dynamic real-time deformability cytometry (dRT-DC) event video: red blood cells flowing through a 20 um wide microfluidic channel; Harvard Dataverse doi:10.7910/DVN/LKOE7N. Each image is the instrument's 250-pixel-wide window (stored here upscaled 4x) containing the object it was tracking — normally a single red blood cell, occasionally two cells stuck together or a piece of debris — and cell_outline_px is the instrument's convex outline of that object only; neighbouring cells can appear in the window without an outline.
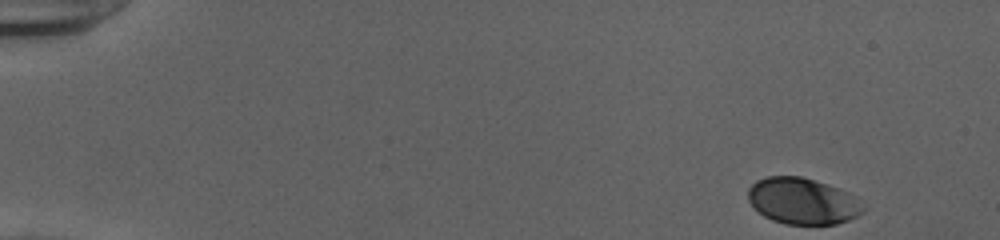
{"species": "human", "species_latin": "Homo sapiens", "temperature_condition": "cold", "stored_images_in_passage": 50, "camera_frame_rate_fps": 3000, "um_per_image_px": 0.085, "donor": {"sex": "female"}, "frame": {"image": 1, "passage_image": 1, "time_ms": 0.0, "image_size_px": [1000, 240], "cell_outline_px": [[864, 212], [848, 220], [836, 224], [784, 224], [772, 220], [764, 216], [748, 200], [748, 188], [756, 180], [768, 176], [800, 176], [848, 192], [856, 196], [864, 208]], "centroid_in_image_um": [68.21, 17.1], "position_along_channel_um": 16.8, "area_um2": 30.81}}
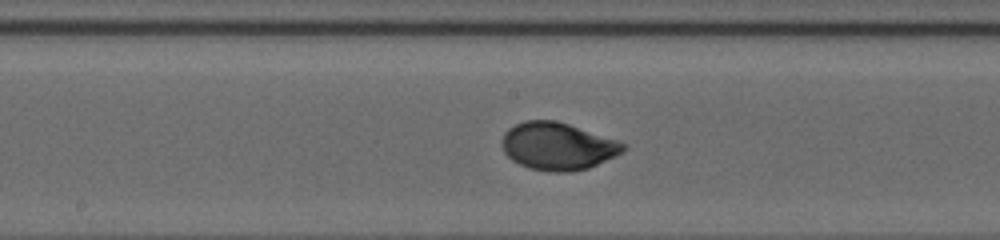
{"frame": {"image": 2, "passage_image": 26, "time_ms": 8.333, "image_size_px": [1000, 240], "cell_outline_px": [[628, 148], [588, 168], [572, 172], [552, 172], [528, 168], [512, 160], [504, 152], [500, 140], [504, 132], [508, 128], [524, 120], [556, 120], [628, 144]], "centroid_in_image_um": [47.35, 12.42], "position_along_channel_um": 200.8, "area_um2": 33.41}}
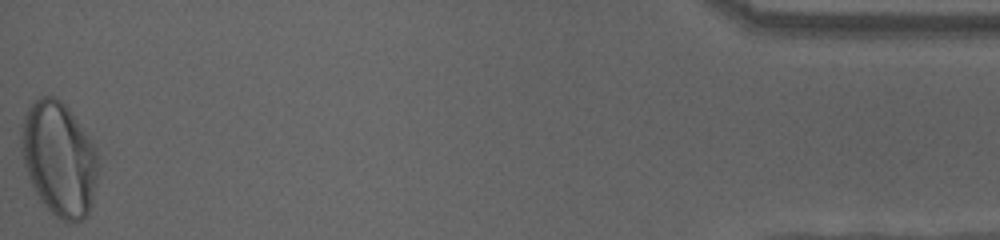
{"frame": {"image": 3, "passage_image": 50, "time_ms": 16.333, "image_size_px": [1000, 240], "cell_outline_px": [[100, 164], [92, 200], [88, 212], [76, 224], [72, 224], [60, 220], [40, 200], [28, 176], [24, 164], [20, 148], [20, 132], [24, 112], [40, 96], [56, 96], [68, 108], [96, 148]], "centroid_in_image_um": [5.01, 13.5], "position_along_channel_um": 430.2, "area_um2": 51.27}, "authors_computed_cell_mechanics": {"area_um2": 33.0038, "velocity_mm_per_s": 3.909, "shape_relaxation_time_tau1_ms": 3.2795, "shape_relaxation_time_tau2_ms": null, "deformation_change_tau1": 0.1504, "deformation_change_tau2": null}}